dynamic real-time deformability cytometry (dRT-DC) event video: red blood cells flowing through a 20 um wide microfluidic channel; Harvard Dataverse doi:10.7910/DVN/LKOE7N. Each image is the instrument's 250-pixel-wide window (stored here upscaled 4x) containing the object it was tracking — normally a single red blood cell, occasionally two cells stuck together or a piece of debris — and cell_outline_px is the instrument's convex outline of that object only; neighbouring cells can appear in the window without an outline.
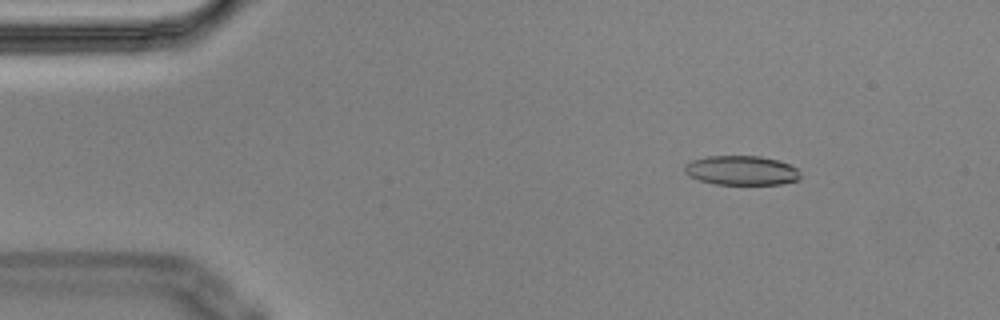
{"species": "Egyptian fruit bat (a non-hibernating species)", "species_latin": "Rousettus aegyptiacus", "temperature_condition": "cold", "stored_images_in_passage": 4, "camera_frame_rate_fps": 3000, "um_per_image_px": 0.085, "animal": {"sex": "male"}, "frame": {"image": 1, "passage_image": 2, "time_ms": 0.333, "image_size_px": [1000, 320], "cell_outline_px": [[800, 180], [780, 184], [716, 184], [700, 180], [688, 176], [684, 172], [684, 164], [692, 160], [708, 156], [760, 156], [776, 160], [788, 164], [796, 168], [800, 172]], "centroid_in_image_um": [63.01, 14.49], "position_along_channel_um": 22.0, "area_um2": 19.83}}
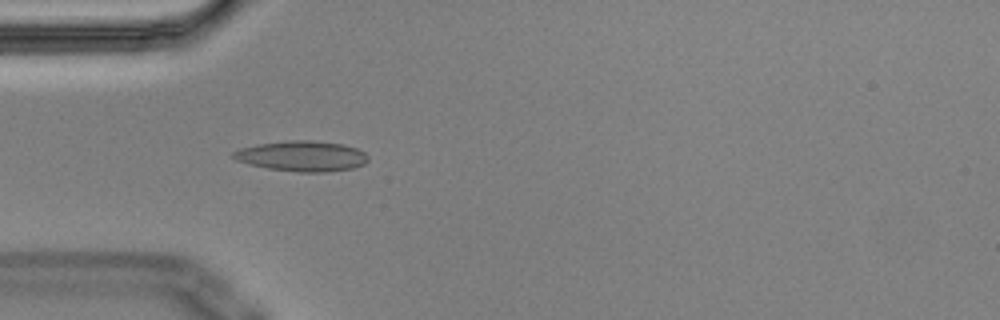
{"frame": {"image": 2, "passage_image": 4, "time_ms": 1.0, "image_size_px": [1000, 320], "cell_outline_px": [[368, 160], [364, 164], [352, 168], [324, 172], [300, 172], [268, 168], [248, 164], [236, 160], [232, 156], [232, 152], [240, 148], [260, 144], [288, 140], [312, 140], [344, 144], [356, 148], [364, 152], [368, 156]], "centroid_in_image_um": [25.67, 13.26], "position_along_channel_um": 59.3, "area_um2": 23.81}}